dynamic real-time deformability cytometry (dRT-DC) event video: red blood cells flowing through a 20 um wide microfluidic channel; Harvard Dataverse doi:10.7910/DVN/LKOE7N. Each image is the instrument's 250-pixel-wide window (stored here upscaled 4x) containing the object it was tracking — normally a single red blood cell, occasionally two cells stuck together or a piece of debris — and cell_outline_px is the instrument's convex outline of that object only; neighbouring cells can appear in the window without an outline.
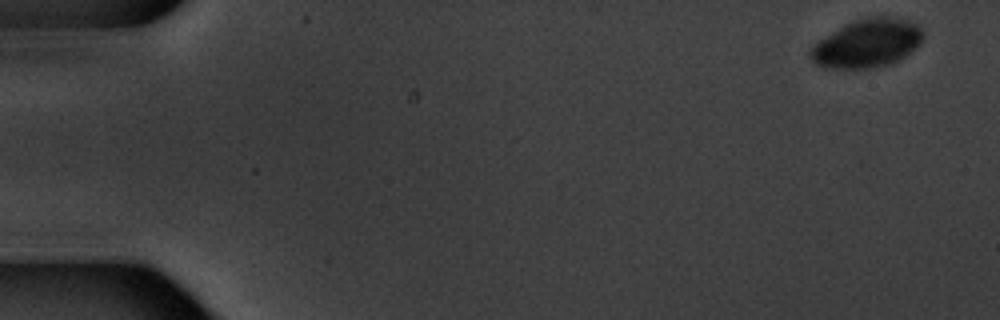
{"species": "common noctule bat (a hibernating species)", "species_latin": "Nyctalus noctula", "temperature_condition": "warm", "stored_images_in_passage": 10, "camera_frame_rate_fps": 3000, "um_per_image_px": 0.085, "animal": {"sex": "male", "body_mass_g": 20.1, "forearm_length_mm": 53.5}, "frame": {"image": 1, "passage_image": 1, "time_ms": 0.0, "image_size_px": [1000, 320], "cell_outline_px": [[924, 36], [920, 44], [916, 48], [904, 56], [888, 64], [868, 68], [824, 68], [816, 64], [808, 56], [808, 52], [812, 44], [844, 24], [856, 20], [872, 16], [888, 16], [908, 20], [916, 24], [920, 28]], "centroid_in_image_um": [73.67, 3.67], "position_along_channel_um": 11.3, "area_um2": 31.73}}